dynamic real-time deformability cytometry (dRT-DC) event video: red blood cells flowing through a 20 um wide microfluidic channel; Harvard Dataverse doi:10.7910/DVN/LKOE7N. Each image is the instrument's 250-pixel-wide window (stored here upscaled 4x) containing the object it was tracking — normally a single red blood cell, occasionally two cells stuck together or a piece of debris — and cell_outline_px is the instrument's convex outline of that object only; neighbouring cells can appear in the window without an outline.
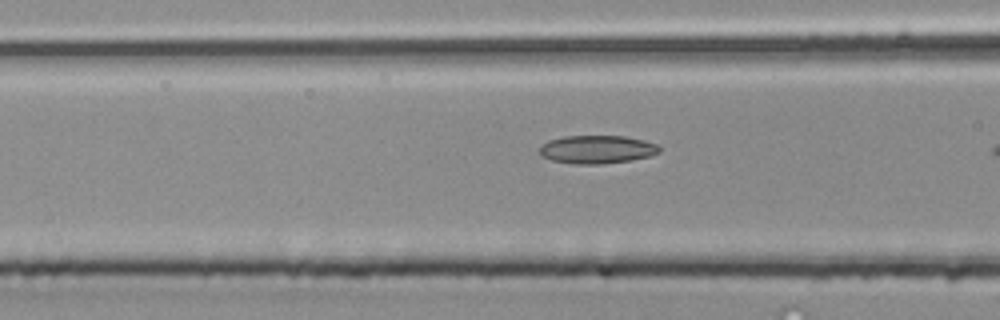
{"species": "common noctule bat (a hibernating species)", "species_latin": "Nyctalus noctula", "temperature_condition": "room temperature", "stored_images_in_passage": 8, "camera_frame_rate_fps": 3000, "um_per_image_px": 0.085, "animal": {"sex": "male", "body_mass_g": 20.4}, "frame": {"image": 1, "passage_image": 7, "time_ms": 2.0, "image_size_px": [1000, 320], "cell_outline_px": [[660, 152], [648, 156], [632, 160], [600, 164], [576, 164], [552, 160], [540, 156], [540, 144], [548, 140], [564, 136], [624, 136], [644, 140], [656, 144], [660, 148]], "centroid_in_image_um": [50.71, 12.7], "position_along_channel_um": 115.9, "area_um2": 19.71}}